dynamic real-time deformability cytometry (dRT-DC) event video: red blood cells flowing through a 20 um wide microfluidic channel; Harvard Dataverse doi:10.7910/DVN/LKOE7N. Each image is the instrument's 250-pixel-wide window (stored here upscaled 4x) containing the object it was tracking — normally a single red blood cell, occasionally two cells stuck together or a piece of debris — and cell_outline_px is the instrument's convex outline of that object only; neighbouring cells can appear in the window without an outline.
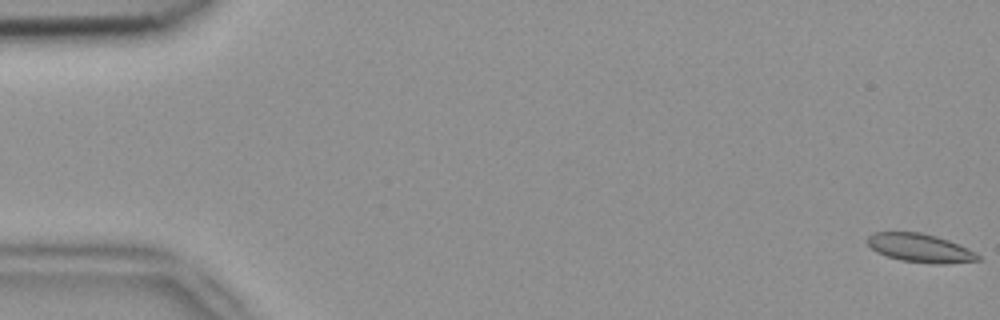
{"species": "common noctule bat (a hibernating species)", "species_latin": "Nyctalus noctula", "temperature_condition": "room temperature", "stored_images_in_passage": 7, "camera_frame_rate_fps": 3000, "um_per_image_px": 0.085, "animal": {"sex": "female", "body_mass_g": 18.4}, "frame": {"image": 1, "passage_image": 1, "time_ms": 0.0, "image_size_px": [1000, 320], "cell_outline_px": [[980, 260], [944, 264], [936, 264], [900, 260], [876, 252], [868, 244], [868, 236], [872, 232], [920, 232], [936, 236], [948, 240], [968, 248], [976, 252], [980, 256]], "centroid_in_image_um": [78.22, 21.08], "position_along_channel_um": 6.8, "area_um2": 18.32}}